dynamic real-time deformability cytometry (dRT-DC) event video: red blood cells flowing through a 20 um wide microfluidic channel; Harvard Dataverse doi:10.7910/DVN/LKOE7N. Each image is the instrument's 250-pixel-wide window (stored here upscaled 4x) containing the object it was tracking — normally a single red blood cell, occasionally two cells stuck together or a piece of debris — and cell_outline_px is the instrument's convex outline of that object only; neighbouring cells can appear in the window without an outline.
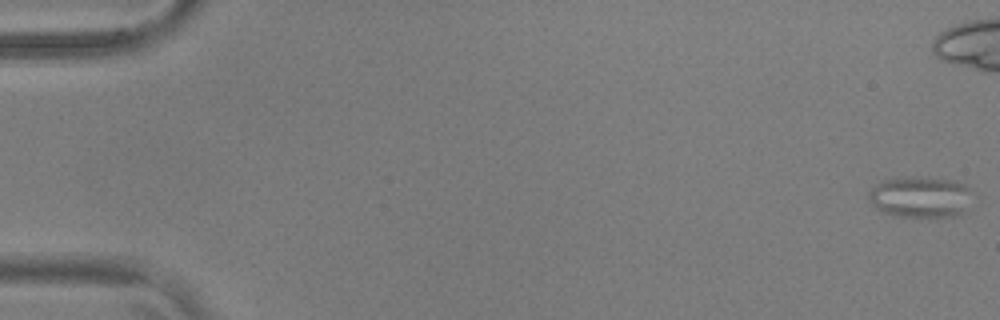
{"species": "common noctule bat (a hibernating species)", "species_latin": "Nyctalus noctula", "temperature_condition": "warm", "stored_images_in_passage": 57, "camera_frame_rate_fps": 3000, "um_per_image_px": 0.085, "animal": {"sex": "male", "body_mass_g": 17.9, "forearm_length_mm": 54.2}, "frame": {"image": 1, "passage_image": 1, "time_ms": 0.0, "image_size_px": [1000, 320], "cell_outline_px": [[968, 188], [960, 212], [956, 216], [892, 216], [876, 208], [872, 204], [868, 196], [868, 192], [880, 180], [900, 176], [924, 176], [956, 180], [964, 184]], "centroid_in_image_um": [78.08, 16.69], "position_along_channel_um": 6.9, "area_um2": 24.45}}
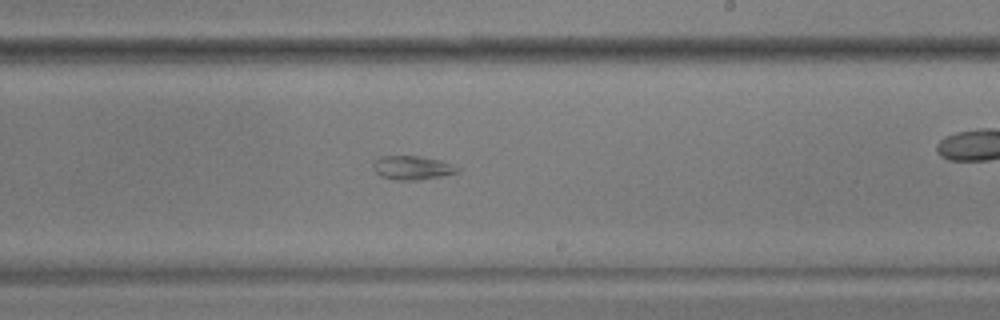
{"frame": {"image": 2, "passage_image": 34, "time_ms": 11.0, "image_size_px": [1000, 320], "cell_outline_px": [[460, 168], [456, 172], [440, 176], [416, 180], [396, 180], [380, 176], [372, 168], [372, 164], [380, 156], [420, 156], [440, 160]], "centroid_in_image_um": [34.98, 14.25], "position_along_channel_um": 254.0, "area_um2": 11.56}}
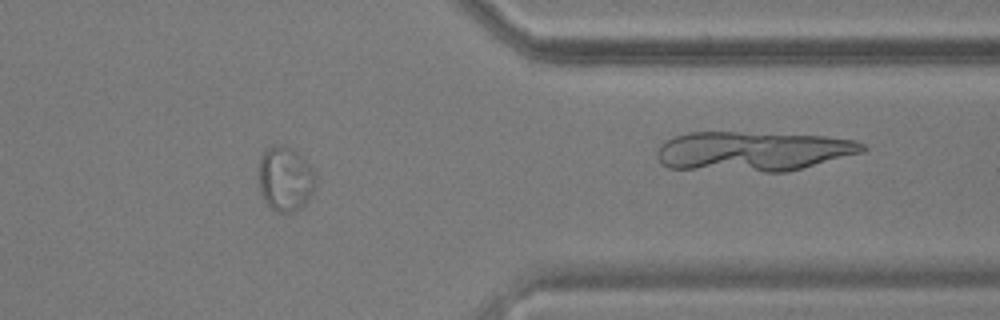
{"frame": {"image": 3, "passage_image": 46, "time_ms": 15.0, "image_size_px": [1000, 320], "cell_outline_px": [[316, 184], [308, 200], [300, 208], [292, 212], [276, 212], [264, 200], [260, 192], [260, 156], [272, 144], [284, 144], [296, 152], [308, 164], [316, 176]], "centroid_in_image_um": [24.25, 15.2], "position_along_channel_um": 387.2, "area_um2": 21.21}}